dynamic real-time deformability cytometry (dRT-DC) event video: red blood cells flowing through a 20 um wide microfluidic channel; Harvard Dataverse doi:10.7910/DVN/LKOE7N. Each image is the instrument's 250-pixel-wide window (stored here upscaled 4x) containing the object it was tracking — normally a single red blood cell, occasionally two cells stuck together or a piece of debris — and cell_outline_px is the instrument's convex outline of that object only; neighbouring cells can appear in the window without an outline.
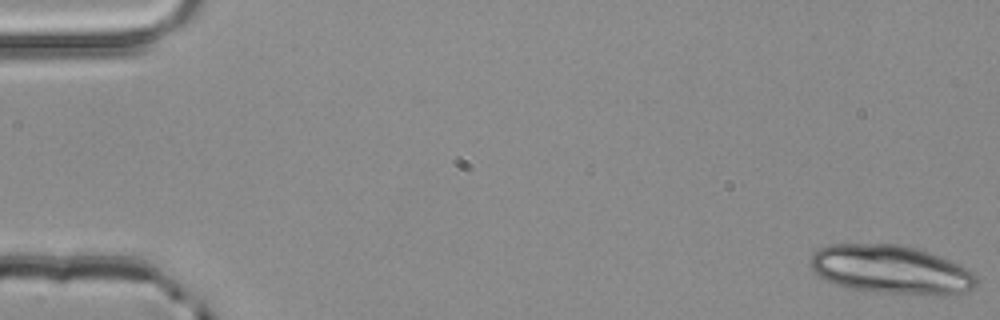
{"species": "common noctule bat (a hibernating species)", "species_latin": "Nyctalus noctula", "temperature_condition": "room temperature", "stored_images_in_passage": 5, "camera_frame_rate_fps": 3000, "um_per_image_px": 0.085, "animal": {"sex": "male", "body_mass_g": 20.4}, "frame": {"image": 1, "passage_image": 1, "time_ms": 0.0, "image_size_px": [1000, 320], "cell_outline_px": [[976, 288], [964, 292], [944, 296], [880, 292], [848, 288], [824, 280], [808, 264], [812, 256], [820, 248], [828, 244], [900, 244], [916, 248], [928, 252], [948, 260], [972, 272], [976, 276]], "centroid_in_image_um": [75.73, 22.93], "position_along_channel_um": 9.3, "area_um2": 46.93}}